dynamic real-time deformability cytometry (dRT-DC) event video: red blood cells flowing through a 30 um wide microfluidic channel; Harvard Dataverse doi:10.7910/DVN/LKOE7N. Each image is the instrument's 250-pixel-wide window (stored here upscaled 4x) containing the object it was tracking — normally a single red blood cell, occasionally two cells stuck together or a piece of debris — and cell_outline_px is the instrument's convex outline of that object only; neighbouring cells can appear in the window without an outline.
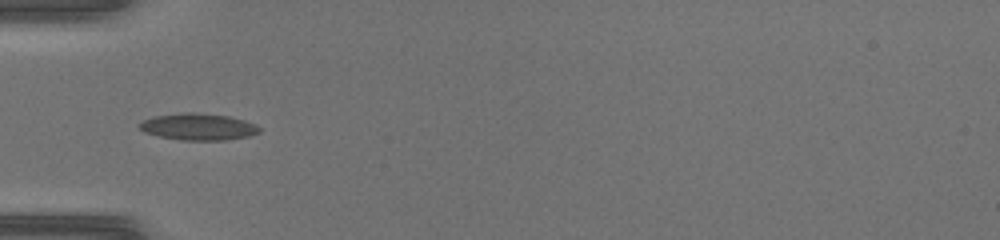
{"species": "common noctule bat (a hibernating species)", "species_latin": "Nyctalus noctula", "temperature_condition": "warm", "stored_images_in_passage": 26, "camera_frame_rate_fps": 3000, "um_per_image_px": 0.085, "animal": {"sex": "female", "body_mass_g": 17.0, "forearm_length_mm": 48.0}, "frame": {"image": 1, "passage_image": 1, "time_ms": 0.0, "image_size_px": [1000, 240], "cell_outline_px": [[260, 128], [256, 132], [240, 136], [208, 140], [200, 140], [164, 136], [148, 132], [140, 128], [140, 124], [148, 120], [160, 116], [224, 116], [240, 120]], "centroid_in_image_um": [16.85, 10.81], "position_along_channel_um": 68.2, "area_um2": 15.66}}
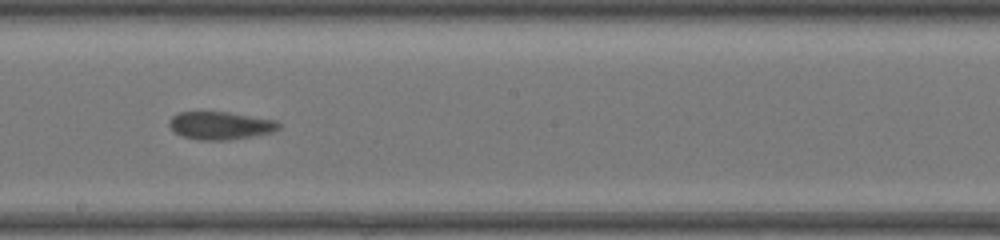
{"frame": {"image": 2, "passage_image": 12, "time_ms": 3.667, "image_size_px": [1000, 240], "cell_outline_px": [[276, 128], [260, 132], [240, 136], [188, 136], [176, 132], [172, 128], [172, 120], [176, 116], [184, 112], [216, 112], [268, 120], [276, 124]], "centroid_in_image_um": [18.58, 10.59], "position_along_channel_um": 229.6, "area_um2": 14.33}}
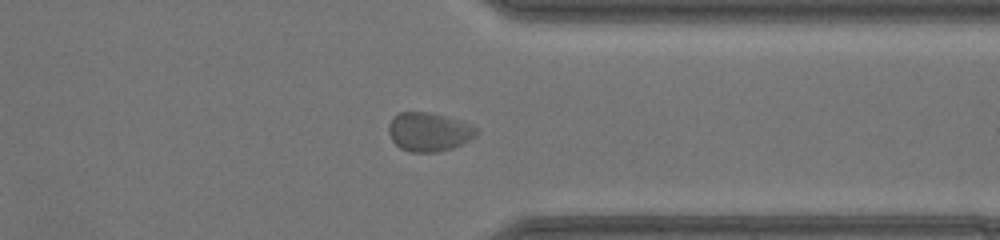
{"frame": {"image": 3, "passage_image": 22, "time_ms": 7.0, "image_size_px": [1000, 240], "cell_outline_px": [[456, 144], [444, 148], [428, 152], [420, 152], [404, 148], [396, 144], [392, 136], [392, 120], [400, 112], [416, 112], [432, 116], [452, 128]], "centroid_in_image_um": [35.81, 11.26], "position_along_channel_um": 375.6, "area_um2": 14.22}}